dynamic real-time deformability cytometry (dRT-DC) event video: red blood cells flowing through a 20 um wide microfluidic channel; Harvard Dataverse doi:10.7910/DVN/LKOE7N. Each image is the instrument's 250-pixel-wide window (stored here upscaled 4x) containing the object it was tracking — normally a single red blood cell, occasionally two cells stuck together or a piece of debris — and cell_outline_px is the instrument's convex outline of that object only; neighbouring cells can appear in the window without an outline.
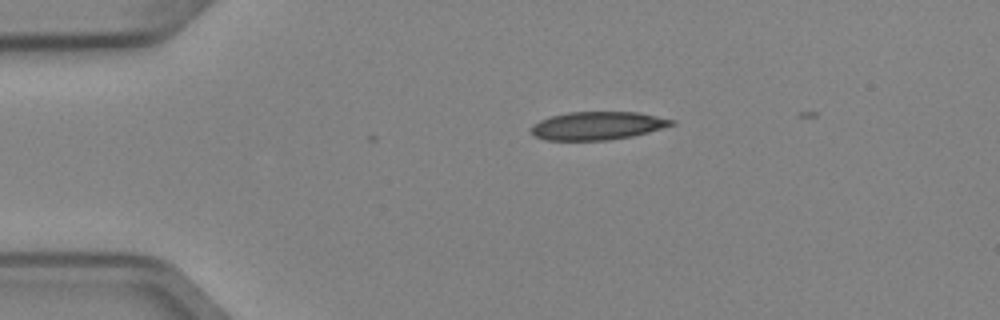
{"species": "Egyptian fruit bat (a non-hibernating species)", "species_latin": "Rousettus aegyptiacus", "temperature_condition": "cold", "stored_images_in_passage": 3, "camera_frame_rate_fps": 3000, "um_per_image_px": 0.085, "animal": {"sex": "female"}, "frame": {"image": 1, "passage_image": 2, "time_ms": 0.333, "image_size_px": [1000, 320], "cell_outline_px": [[676, 124], [648, 132], [632, 136], [608, 140], [544, 140], [536, 136], [532, 132], [532, 128], [540, 120], [552, 116], [568, 112], [636, 112], [676, 120]], "centroid_in_image_um": [50.83, 10.68], "position_along_channel_um": 34.2, "area_um2": 22.77}}